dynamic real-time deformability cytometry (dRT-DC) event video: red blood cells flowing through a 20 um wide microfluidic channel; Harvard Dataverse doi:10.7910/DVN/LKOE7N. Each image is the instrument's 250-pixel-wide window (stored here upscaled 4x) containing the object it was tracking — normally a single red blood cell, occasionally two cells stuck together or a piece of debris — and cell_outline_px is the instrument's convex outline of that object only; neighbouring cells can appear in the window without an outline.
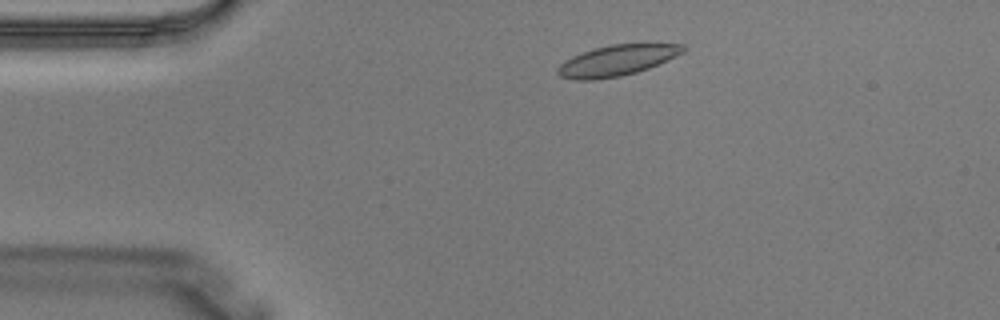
{"species": "Egyptian fruit bat (a non-hibernating species)", "species_latin": "Rousettus aegyptiacus", "temperature_condition": "warm", "stored_images_in_passage": 2, "camera_frame_rate_fps": 3000, "um_per_image_px": 0.085, "animal": {"sex": "male"}, "frame": {"image": 1, "passage_image": 1, "time_ms": 0.0, "image_size_px": [1000, 320], "cell_outline_px": [[684, 52], [648, 68], [636, 72], [620, 76], [592, 80], [572, 80], [560, 76], [556, 72], [556, 68], [564, 60], [572, 56], [596, 48], [612, 44], [684, 44]], "centroid_in_image_um": [52.38, 5.15], "position_along_channel_um": 32.6, "area_um2": 22.2}}